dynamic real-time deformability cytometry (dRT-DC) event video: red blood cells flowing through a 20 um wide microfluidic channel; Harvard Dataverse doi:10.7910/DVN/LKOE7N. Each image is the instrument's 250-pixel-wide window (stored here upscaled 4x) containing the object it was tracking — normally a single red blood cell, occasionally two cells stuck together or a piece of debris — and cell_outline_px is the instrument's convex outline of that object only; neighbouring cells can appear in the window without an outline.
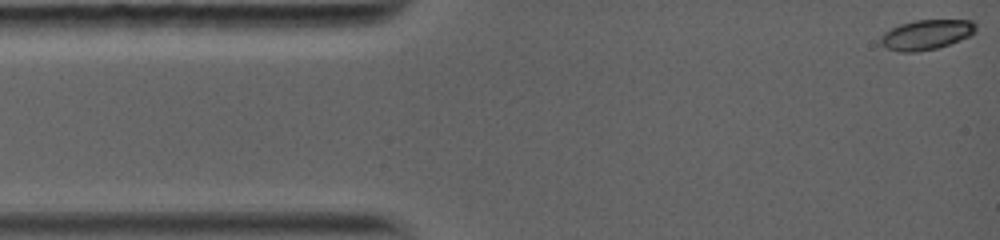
{"species": "common noctule bat (a hibernating species)", "species_latin": "Nyctalus noctula", "temperature_condition": "warm", "stored_images_in_passage": 33, "camera_frame_rate_fps": 5000, "um_per_image_px": 0.085, "animal": {"sex": "female", "body_mass_g": 19.0, "forearm_length_mm": 56.7}, "frame": {"image": 1, "passage_image": 1, "time_ms": 0.0, "image_size_px": [1000, 240], "cell_outline_px": [[976, 32], [960, 40], [936, 48], [912, 52], [904, 52], [884, 48], [876, 40], [884, 32], [900, 24], [916, 20], [972, 20], [976, 24]], "centroid_in_image_um": [78.69, 2.94], "position_along_channel_um": 6.3, "area_um2": 16.65}}
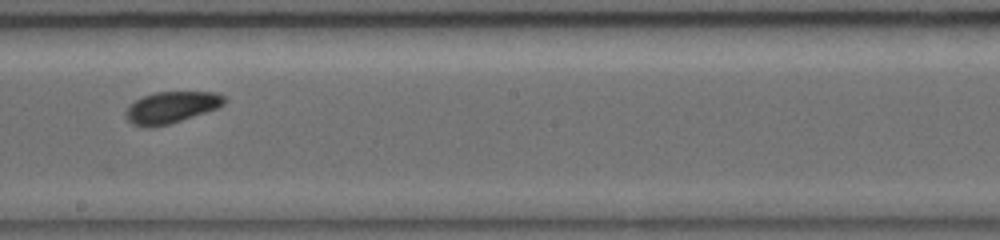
{"frame": {"image": 2, "passage_image": 19, "time_ms": 7.6, "image_size_px": [1000, 240], "cell_outline_px": [[224, 100], [216, 108], [168, 124], [136, 124], [128, 120], [128, 108], [136, 100], [144, 96], [156, 92], [216, 92], [224, 96]], "centroid_in_image_um": [14.61, 9.07], "position_along_channel_um": 233.6, "area_um2": 16.82}}
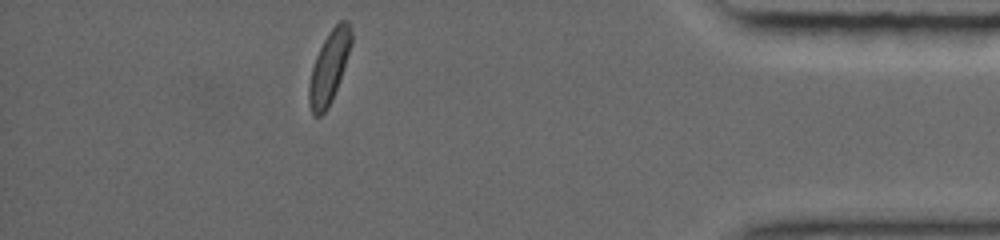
{"frame": {"image": 3, "passage_image": 33, "time_ms": 13.0, "image_size_px": [1000, 240], "cell_outline_px": [[352, 40], [336, 88], [324, 112], [320, 116], [316, 116], [312, 112], [312, 68], [316, 56], [324, 40], [332, 28], [340, 20], [348, 20], [352, 32]], "centroid_in_image_um": [28.03, 5.56], "position_along_channel_um": 407.2, "area_um2": 16.18}, "authors_computed_cell_mechanics": {"area_um2": 17.2244, "velocity_mm_per_s": 4.0442, "shape_relaxation_time_tau1_ms": 2.2574, "shape_relaxation_time_tau2_ms": 3.4829, "deformation_change_tau1": 0.0709, "deformation_change_tau2": 0.0814}}